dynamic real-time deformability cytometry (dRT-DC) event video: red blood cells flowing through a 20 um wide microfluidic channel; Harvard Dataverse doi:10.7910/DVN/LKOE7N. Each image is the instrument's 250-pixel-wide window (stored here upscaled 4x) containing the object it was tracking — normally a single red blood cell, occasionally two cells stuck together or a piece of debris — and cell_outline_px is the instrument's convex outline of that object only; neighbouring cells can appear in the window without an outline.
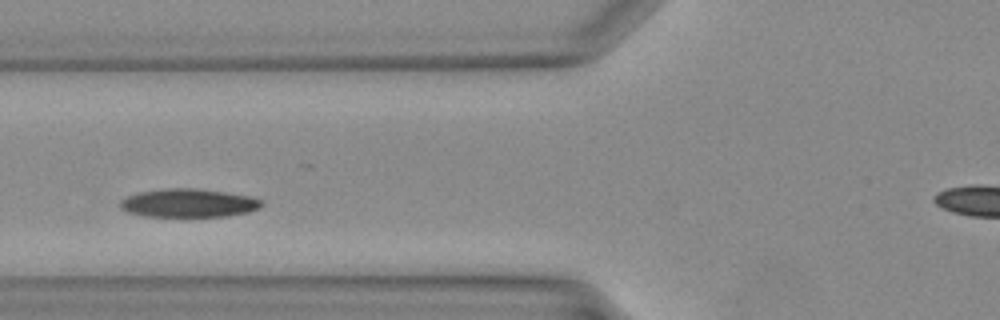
{"species": "Egyptian fruit bat (a non-hibernating species)", "species_latin": "Rousettus aegyptiacus", "temperature_condition": "warm", "stored_images_in_passage": 29, "camera_frame_rate_fps": 3000, "um_per_image_px": 0.085, "animal": {"sex": "female"}, "frame": {"image": 1, "passage_image": 9, "time_ms": 2.667, "image_size_px": [1000, 320], "cell_outline_px": [[264, 204], [260, 208], [248, 212], [228, 216], [144, 216], [128, 212], [120, 208], [120, 200], [128, 196], [140, 192], [164, 188], [192, 188], [224, 192], [252, 196], [264, 200]], "centroid_in_image_um": [16.07, 17.25], "position_along_channel_um": 109.7, "area_um2": 23.47}}